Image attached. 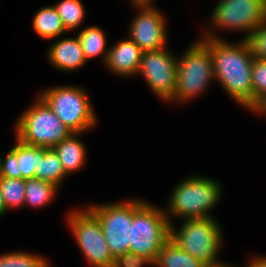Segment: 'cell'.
I'll return each instance as SVG.
<instances>
[{"mask_svg": "<svg viewBox=\"0 0 266 267\" xmlns=\"http://www.w3.org/2000/svg\"><path fill=\"white\" fill-rule=\"evenodd\" d=\"M199 39L209 48L215 82L232 100L246 110L253 107V56L247 40Z\"/></svg>", "mask_w": 266, "mask_h": 267, "instance_id": "6da1fadb", "label": "cell"}, {"mask_svg": "<svg viewBox=\"0 0 266 267\" xmlns=\"http://www.w3.org/2000/svg\"><path fill=\"white\" fill-rule=\"evenodd\" d=\"M206 175H189L179 181L170 192L164 207L170 221L179 218L204 219L214 217L211 214L223 196L222 184Z\"/></svg>", "mask_w": 266, "mask_h": 267, "instance_id": "7a4b0ae2", "label": "cell"}, {"mask_svg": "<svg viewBox=\"0 0 266 267\" xmlns=\"http://www.w3.org/2000/svg\"><path fill=\"white\" fill-rule=\"evenodd\" d=\"M170 236L171 223L164 208L143 198H132L129 252L145 256L154 263Z\"/></svg>", "mask_w": 266, "mask_h": 267, "instance_id": "3957f363", "label": "cell"}, {"mask_svg": "<svg viewBox=\"0 0 266 267\" xmlns=\"http://www.w3.org/2000/svg\"><path fill=\"white\" fill-rule=\"evenodd\" d=\"M215 82L209 48L200 40L193 41L181 56L177 55L176 87L171 104H189L207 93Z\"/></svg>", "mask_w": 266, "mask_h": 267, "instance_id": "277c9868", "label": "cell"}, {"mask_svg": "<svg viewBox=\"0 0 266 267\" xmlns=\"http://www.w3.org/2000/svg\"><path fill=\"white\" fill-rule=\"evenodd\" d=\"M38 96L73 133H86L98 124V116L85 87L57 85L41 89Z\"/></svg>", "mask_w": 266, "mask_h": 267, "instance_id": "5b68a950", "label": "cell"}, {"mask_svg": "<svg viewBox=\"0 0 266 267\" xmlns=\"http://www.w3.org/2000/svg\"><path fill=\"white\" fill-rule=\"evenodd\" d=\"M210 16V23L208 22L207 28L204 27L205 30L202 29L200 37L224 39L219 35L220 31H236L242 33L241 39L246 40L266 21V0H218Z\"/></svg>", "mask_w": 266, "mask_h": 267, "instance_id": "8992f818", "label": "cell"}, {"mask_svg": "<svg viewBox=\"0 0 266 267\" xmlns=\"http://www.w3.org/2000/svg\"><path fill=\"white\" fill-rule=\"evenodd\" d=\"M182 221L180 227L171 223L170 238L205 265L220 262L219 253L225 236L223 226L216 217Z\"/></svg>", "mask_w": 266, "mask_h": 267, "instance_id": "52a82bcc", "label": "cell"}, {"mask_svg": "<svg viewBox=\"0 0 266 267\" xmlns=\"http://www.w3.org/2000/svg\"><path fill=\"white\" fill-rule=\"evenodd\" d=\"M14 124V136L22 142L43 148H53L73 132L39 97L31 103Z\"/></svg>", "mask_w": 266, "mask_h": 267, "instance_id": "ba28073f", "label": "cell"}, {"mask_svg": "<svg viewBox=\"0 0 266 267\" xmlns=\"http://www.w3.org/2000/svg\"><path fill=\"white\" fill-rule=\"evenodd\" d=\"M66 213L67 227L90 267H113L114 258L98 218L85 205Z\"/></svg>", "mask_w": 266, "mask_h": 267, "instance_id": "9c48e42d", "label": "cell"}, {"mask_svg": "<svg viewBox=\"0 0 266 267\" xmlns=\"http://www.w3.org/2000/svg\"><path fill=\"white\" fill-rule=\"evenodd\" d=\"M100 221L113 258L129 252L132 223V198L108 203L85 205Z\"/></svg>", "mask_w": 266, "mask_h": 267, "instance_id": "30bf717a", "label": "cell"}, {"mask_svg": "<svg viewBox=\"0 0 266 267\" xmlns=\"http://www.w3.org/2000/svg\"><path fill=\"white\" fill-rule=\"evenodd\" d=\"M136 8L126 34L143 52L162 50L168 46L166 16L154 2H130Z\"/></svg>", "mask_w": 266, "mask_h": 267, "instance_id": "8fae6325", "label": "cell"}, {"mask_svg": "<svg viewBox=\"0 0 266 267\" xmlns=\"http://www.w3.org/2000/svg\"><path fill=\"white\" fill-rule=\"evenodd\" d=\"M137 76L143 77L154 95L168 104L174 97L176 87V54L169 47L143 52Z\"/></svg>", "mask_w": 266, "mask_h": 267, "instance_id": "7c38bea8", "label": "cell"}, {"mask_svg": "<svg viewBox=\"0 0 266 267\" xmlns=\"http://www.w3.org/2000/svg\"><path fill=\"white\" fill-rule=\"evenodd\" d=\"M142 55L141 48L127 36L109 46L104 66L109 73L119 78H134L138 73Z\"/></svg>", "mask_w": 266, "mask_h": 267, "instance_id": "4fadbf2b", "label": "cell"}, {"mask_svg": "<svg viewBox=\"0 0 266 267\" xmlns=\"http://www.w3.org/2000/svg\"><path fill=\"white\" fill-rule=\"evenodd\" d=\"M48 46L47 61L56 70L71 73L81 70L88 62L84 57L79 38L61 36Z\"/></svg>", "mask_w": 266, "mask_h": 267, "instance_id": "5bb4252c", "label": "cell"}, {"mask_svg": "<svg viewBox=\"0 0 266 267\" xmlns=\"http://www.w3.org/2000/svg\"><path fill=\"white\" fill-rule=\"evenodd\" d=\"M83 134L72 133L53 147L67 176L82 170L87 163V147L80 138Z\"/></svg>", "mask_w": 266, "mask_h": 267, "instance_id": "9a60e30c", "label": "cell"}, {"mask_svg": "<svg viewBox=\"0 0 266 267\" xmlns=\"http://www.w3.org/2000/svg\"><path fill=\"white\" fill-rule=\"evenodd\" d=\"M31 23L34 33L44 40H54L67 34L53 4L39 8L34 13Z\"/></svg>", "mask_w": 266, "mask_h": 267, "instance_id": "2e32d148", "label": "cell"}, {"mask_svg": "<svg viewBox=\"0 0 266 267\" xmlns=\"http://www.w3.org/2000/svg\"><path fill=\"white\" fill-rule=\"evenodd\" d=\"M67 177L55 150L53 148L38 147V164L35 165V178L53 183L58 188H61Z\"/></svg>", "mask_w": 266, "mask_h": 267, "instance_id": "e0dca14e", "label": "cell"}, {"mask_svg": "<svg viewBox=\"0 0 266 267\" xmlns=\"http://www.w3.org/2000/svg\"><path fill=\"white\" fill-rule=\"evenodd\" d=\"M85 27L76 33L80 40L85 59L88 62L91 59L102 57L101 59L104 64L109 50L105 31L97 25Z\"/></svg>", "mask_w": 266, "mask_h": 267, "instance_id": "ac0fdd59", "label": "cell"}, {"mask_svg": "<svg viewBox=\"0 0 266 267\" xmlns=\"http://www.w3.org/2000/svg\"><path fill=\"white\" fill-rule=\"evenodd\" d=\"M60 188L38 178L25 179V207L42 209L57 198Z\"/></svg>", "mask_w": 266, "mask_h": 267, "instance_id": "d6986e66", "label": "cell"}, {"mask_svg": "<svg viewBox=\"0 0 266 267\" xmlns=\"http://www.w3.org/2000/svg\"><path fill=\"white\" fill-rule=\"evenodd\" d=\"M153 264L154 267H204L205 265L182 250L171 238L162 247Z\"/></svg>", "mask_w": 266, "mask_h": 267, "instance_id": "ffe728a7", "label": "cell"}, {"mask_svg": "<svg viewBox=\"0 0 266 267\" xmlns=\"http://www.w3.org/2000/svg\"><path fill=\"white\" fill-rule=\"evenodd\" d=\"M67 32L78 30L86 18V8L81 0H61L53 4ZM77 29V30H76Z\"/></svg>", "mask_w": 266, "mask_h": 267, "instance_id": "44dd1931", "label": "cell"}, {"mask_svg": "<svg viewBox=\"0 0 266 267\" xmlns=\"http://www.w3.org/2000/svg\"><path fill=\"white\" fill-rule=\"evenodd\" d=\"M15 145L11 148L17 155L18 173H22V179L35 178V165L38 164V147L29 145L16 136Z\"/></svg>", "mask_w": 266, "mask_h": 267, "instance_id": "7402d4cb", "label": "cell"}, {"mask_svg": "<svg viewBox=\"0 0 266 267\" xmlns=\"http://www.w3.org/2000/svg\"><path fill=\"white\" fill-rule=\"evenodd\" d=\"M0 190L7 212L24 207L25 179L0 177Z\"/></svg>", "mask_w": 266, "mask_h": 267, "instance_id": "603a6c76", "label": "cell"}, {"mask_svg": "<svg viewBox=\"0 0 266 267\" xmlns=\"http://www.w3.org/2000/svg\"><path fill=\"white\" fill-rule=\"evenodd\" d=\"M48 259L39 253L16 250L0 254V267H51Z\"/></svg>", "mask_w": 266, "mask_h": 267, "instance_id": "cb8c5ba5", "label": "cell"}, {"mask_svg": "<svg viewBox=\"0 0 266 267\" xmlns=\"http://www.w3.org/2000/svg\"><path fill=\"white\" fill-rule=\"evenodd\" d=\"M253 106L266 96V60L253 58L252 63Z\"/></svg>", "mask_w": 266, "mask_h": 267, "instance_id": "d4e9b609", "label": "cell"}, {"mask_svg": "<svg viewBox=\"0 0 266 267\" xmlns=\"http://www.w3.org/2000/svg\"><path fill=\"white\" fill-rule=\"evenodd\" d=\"M246 40L251 49L252 56L257 59L266 60V21L259 25Z\"/></svg>", "mask_w": 266, "mask_h": 267, "instance_id": "484cf974", "label": "cell"}, {"mask_svg": "<svg viewBox=\"0 0 266 267\" xmlns=\"http://www.w3.org/2000/svg\"><path fill=\"white\" fill-rule=\"evenodd\" d=\"M153 267V262L142 255L125 252L114 259L113 267Z\"/></svg>", "mask_w": 266, "mask_h": 267, "instance_id": "4316f807", "label": "cell"}, {"mask_svg": "<svg viewBox=\"0 0 266 267\" xmlns=\"http://www.w3.org/2000/svg\"><path fill=\"white\" fill-rule=\"evenodd\" d=\"M18 160L16 153L10 148L5 154L1 156L0 175L1 177L22 179V173H18Z\"/></svg>", "mask_w": 266, "mask_h": 267, "instance_id": "83f0119b", "label": "cell"}, {"mask_svg": "<svg viewBox=\"0 0 266 267\" xmlns=\"http://www.w3.org/2000/svg\"><path fill=\"white\" fill-rule=\"evenodd\" d=\"M243 267H266V255L250 256Z\"/></svg>", "mask_w": 266, "mask_h": 267, "instance_id": "f1b7e54d", "label": "cell"}, {"mask_svg": "<svg viewBox=\"0 0 266 267\" xmlns=\"http://www.w3.org/2000/svg\"><path fill=\"white\" fill-rule=\"evenodd\" d=\"M248 112L257 116H266V96L260 99Z\"/></svg>", "mask_w": 266, "mask_h": 267, "instance_id": "f546056e", "label": "cell"}, {"mask_svg": "<svg viewBox=\"0 0 266 267\" xmlns=\"http://www.w3.org/2000/svg\"><path fill=\"white\" fill-rule=\"evenodd\" d=\"M204 267H236L235 264H229L228 262H222V260L218 263H214V264H207L204 265Z\"/></svg>", "mask_w": 266, "mask_h": 267, "instance_id": "4dcf8cb0", "label": "cell"}, {"mask_svg": "<svg viewBox=\"0 0 266 267\" xmlns=\"http://www.w3.org/2000/svg\"><path fill=\"white\" fill-rule=\"evenodd\" d=\"M6 213L7 210L5 208V204H4V201H3V196H2V193H1V190H0V218L4 217V215L6 216Z\"/></svg>", "mask_w": 266, "mask_h": 267, "instance_id": "1f68e13d", "label": "cell"}, {"mask_svg": "<svg viewBox=\"0 0 266 267\" xmlns=\"http://www.w3.org/2000/svg\"><path fill=\"white\" fill-rule=\"evenodd\" d=\"M130 2H155L156 0H129Z\"/></svg>", "mask_w": 266, "mask_h": 267, "instance_id": "d6a6232c", "label": "cell"}]
</instances>
